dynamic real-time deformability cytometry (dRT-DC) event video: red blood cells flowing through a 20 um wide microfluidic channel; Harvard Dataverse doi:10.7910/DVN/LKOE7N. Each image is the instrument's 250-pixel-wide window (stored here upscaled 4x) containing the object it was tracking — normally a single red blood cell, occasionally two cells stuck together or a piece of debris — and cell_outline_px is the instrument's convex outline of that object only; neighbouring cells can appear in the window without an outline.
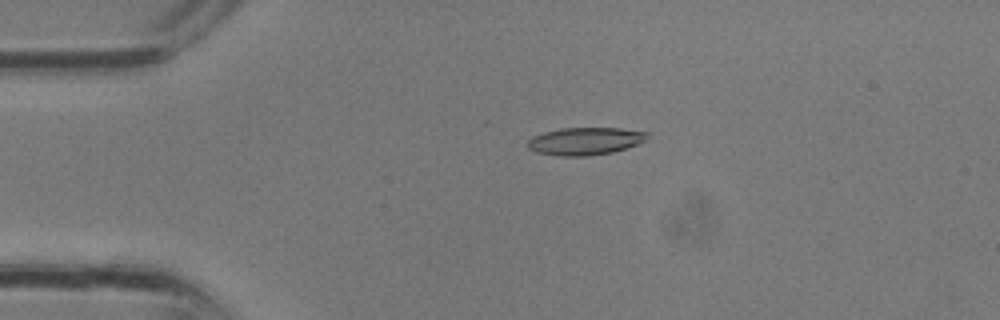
{"species": "common noctule bat (a hibernating species)", "species_latin": "Nyctalus noctula", "temperature_condition": "room temperature", "stored_images_in_passage": 32, "camera_frame_rate_fps": 3000, "um_per_image_px": 0.085, "animal": {"sex": "male", "body_mass_g": 13.3}, "frame": {"image": 1, "passage_image": 7, "time_ms": 2.0, "image_size_px": [1000, 320], "cell_outline_px": [[648, 140], [612, 152], [588, 156], [560, 156], [536, 152], [528, 148], [528, 140], [532, 136], [544, 132], [560, 128], [620, 128], [648, 132]], "centroid_in_image_um": [49.72, 11.99], "position_along_channel_um": 35.3, "area_um2": 19.19}}
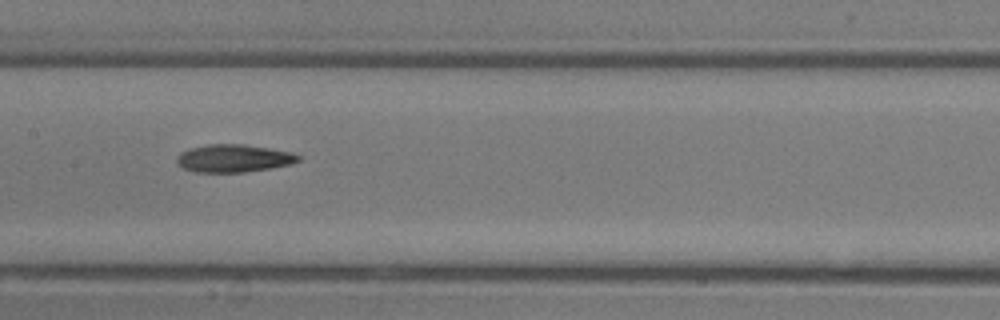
{"frame": {"image": 2, "passage_image": 16, "time_ms": 5.0, "image_size_px": [1000, 320], "cell_outline_px": [[300, 160], [292, 164], [272, 168], [244, 172], [196, 172], [184, 168], [176, 164], [176, 156], [180, 152], [192, 148], [208, 144], [244, 144], [292, 152], [300, 156]], "centroid_in_image_um": [19.86, 13.46], "position_along_channel_um": 187.5, "area_um2": 19.71}}
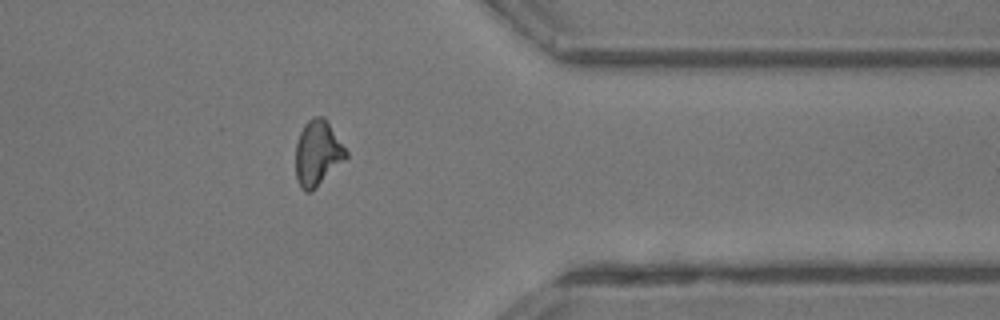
{"frame": {"image": 3, "passage_image": 26, "time_ms": 8.333, "image_size_px": [1000, 320], "cell_outline_px": [[348, 156], [312, 192], [304, 192], [300, 188], [296, 180], [296, 144], [300, 132], [304, 124], [312, 116], [324, 116], [348, 152]], "centroid_in_image_um": [26.98, 13.03], "position_along_channel_um": 384.4, "area_um2": 19.25}}